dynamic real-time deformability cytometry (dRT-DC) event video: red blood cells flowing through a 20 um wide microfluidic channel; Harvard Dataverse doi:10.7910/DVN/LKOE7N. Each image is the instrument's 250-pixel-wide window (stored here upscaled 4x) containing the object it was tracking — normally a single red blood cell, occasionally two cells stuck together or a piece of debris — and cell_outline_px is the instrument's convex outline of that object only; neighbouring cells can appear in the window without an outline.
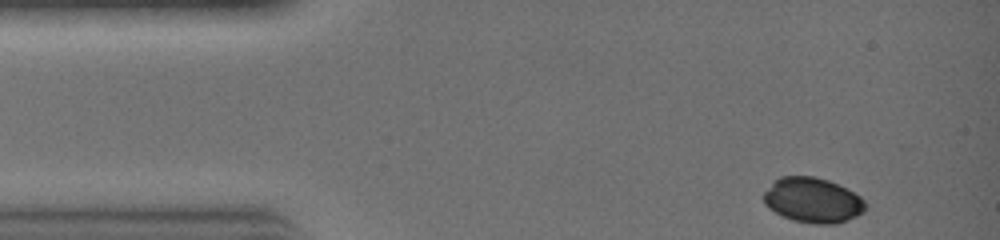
{"species": "common noctule bat (a hibernating species)", "species_latin": "Nyctalus noctula", "temperature_condition": "warm", "stored_images_in_passage": 25, "camera_frame_rate_fps": 3000, "um_per_image_px": 0.085, "animal": {"sex": "female", "body_mass_g": 19.0, "forearm_length_mm": 51.5}, "frame": {"image": 1, "passage_image": 1, "time_ms": 0.0, "image_size_px": [1000, 240], "cell_outline_px": [[864, 212], [848, 220], [836, 224], [812, 224], [792, 220], [768, 208], [764, 204], [764, 192], [772, 180], [780, 176], [816, 176], [828, 180], [860, 196], [864, 200]], "centroid_in_image_um": [69.04, 17.01], "position_along_channel_um": 16.0, "area_um2": 26.76}}
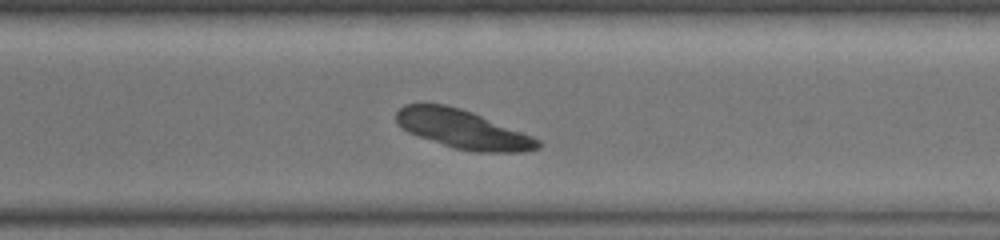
{"frame": {"image": 2, "passage_image": 20, "time_ms": 6.333, "image_size_px": [1000, 240], "cell_outline_px": [[540, 148], [524, 152], [476, 152], [452, 148], [408, 132], [396, 124], [396, 112], [404, 104], [444, 104], [460, 108], [472, 112], [532, 136], [540, 140]], "centroid_in_image_um": [39.32, 10.99], "position_along_channel_um": 331.3, "area_um2": 31.85}}
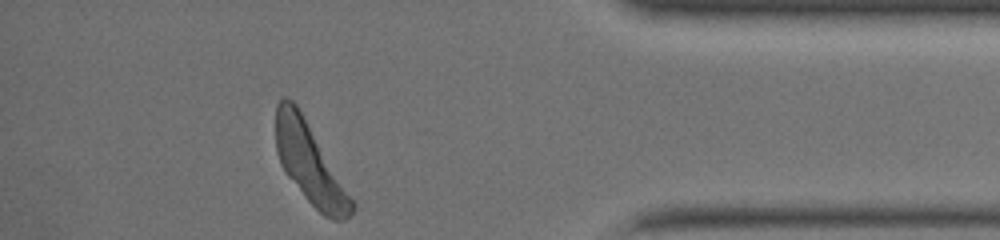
{"frame": {"image": 3, "passage_image": 25, "time_ms": 8.0, "image_size_px": [1000, 240], "cell_outline_px": [[356, 208], [344, 220], [332, 220], [324, 216], [308, 200], [288, 176], [280, 164], [276, 148], [276, 104], [284, 96], [292, 100], [296, 104], [356, 204]], "centroid_in_image_um": [26.33, 13.91], "position_along_channel_um": 408.9, "area_um2": 34.62}}